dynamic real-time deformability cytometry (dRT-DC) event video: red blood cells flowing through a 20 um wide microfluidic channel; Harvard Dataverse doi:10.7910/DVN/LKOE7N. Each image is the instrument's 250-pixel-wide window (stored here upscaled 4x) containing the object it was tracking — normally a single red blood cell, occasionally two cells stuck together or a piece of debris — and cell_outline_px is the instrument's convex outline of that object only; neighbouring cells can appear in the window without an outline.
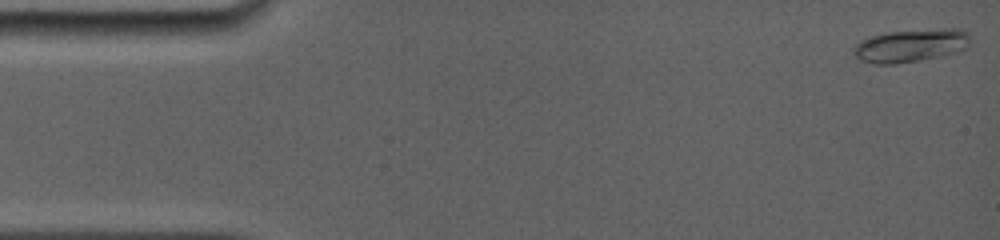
{"species": "common noctule bat (a hibernating species)", "species_latin": "Nyctalus noctula", "temperature_condition": "room temperature", "stored_images_in_passage": 69, "camera_frame_rate_fps": 5000, "um_per_image_px": 0.085, "animal": {"sex": "female", "body_mass_g": 19.0, "forearm_length_mm": 56.7}, "frame": {"image": 1, "passage_image": 1, "time_ms": 0.0, "image_size_px": [1000, 240], "cell_outline_px": [[968, 44], [960, 52], [920, 60], [896, 64], [872, 64], [860, 60], [852, 52], [852, 48], [860, 40], [872, 36], [888, 32], [940, 28], [964, 28], [968, 32]], "centroid_in_image_um": [77.41, 3.87], "position_along_channel_um": 7.6, "area_um2": 22.66}}
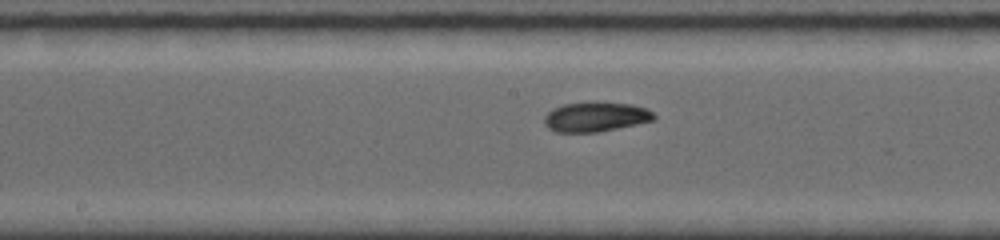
{"frame": {"image": 2, "passage_image": 34, "time_ms": 8.0, "image_size_px": [1000, 240], "cell_outline_px": [[656, 120], [596, 132], [556, 132], [548, 128], [544, 124], [544, 116], [552, 108], [564, 104], [596, 100], [632, 104], [648, 108], [656, 116]], "centroid_in_image_um": [50.64, 9.9], "position_along_channel_um": 197.6, "area_um2": 19.42}}
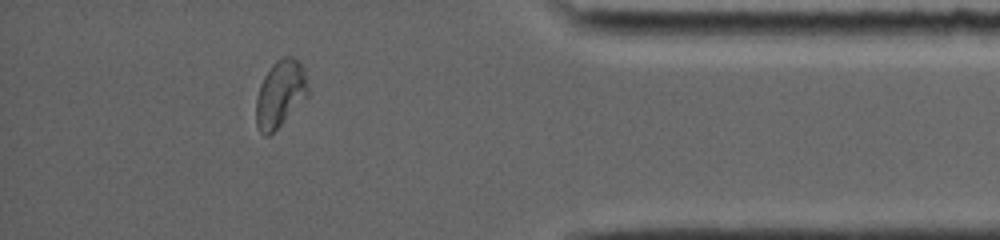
{"frame": {"image": 3, "passage_image": 61, "time_ms": 14.0, "image_size_px": [1000, 240], "cell_outline_px": [[308, 96], [268, 136], [264, 136], [260, 132], [256, 124], [256, 100], [260, 84], [264, 76], [272, 64], [276, 60], [284, 56], [292, 56], [300, 60], [304, 72], [308, 88]], "centroid_in_image_um": [23.81, 7.94], "position_along_channel_um": 411.4, "area_um2": 20.06}, "authors_computed_cell_mechanics": {"area_um2": 19.074, "velocity_mm_per_s": 3.8955, "shape_relaxation_time_tau1_ms": 4.927, "shape_relaxation_time_tau2_ms": 1.2005, "deformation_change_tau1": 0.1655, "deformation_change_tau2": 0.0467}}